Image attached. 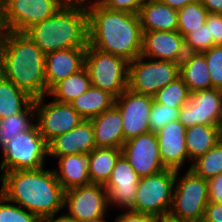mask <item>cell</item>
Returning <instances> with one entry per match:
<instances>
[{
    "label": "cell",
    "mask_w": 222,
    "mask_h": 222,
    "mask_svg": "<svg viewBox=\"0 0 222 222\" xmlns=\"http://www.w3.org/2000/svg\"><path fill=\"white\" fill-rule=\"evenodd\" d=\"M47 147V158L52 157L51 159L69 154L90 153L96 148L91 121L82 120L74 129L52 139Z\"/></svg>",
    "instance_id": "cell-19"
},
{
    "label": "cell",
    "mask_w": 222,
    "mask_h": 222,
    "mask_svg": "<svg viewBox=\"0 0 222 222\" xmlns=\"http://www.w3.org/2000/svg\"><path fill=\"white\" fill-rule=\"evenodd\" d=\"M191 92L179 77L153 95L155 102L172 108H181L190 100Z\"/></svg>",
    "instance_id": "cell-33"
},
{
    "label": "cell",
    "mask_w": 222,
    "mask_h": 222,
    "mask_svg": "<svg viewBox=\"0 0 222 222\" xmlns=\"http://www.w3.org/2000/svg\"><path fill=\"white\" fill-rule=\"evenodd\" d=\"M34 121V122H33ZM34 101L22 112L0 119V149L18 134L31 129L36 124Z\"/></svg>",
    "instance_id": "cell-30"
},
{
    "label": "cell",
    "mask_w": 222,
    "mask_h": 222,
    "mask_svg": "<svg viewBox=\"0 0 222 222\" xmlns=\"http://www.w3.org/2000/svg\"><path fill=\"white\" fill-rule=\"evenodd\" d=\"M84 67L91 86L109 92L115 98L128 88L129 62L88 44Z\"/></svg>",
    "instance_id": "cell-6"
},
{
    "label": "cell",
    "mask_w": 222,
    "mask_h": 222,
    "mask_svg": "<svg viewBox=\"0 0 222 222\" xmlns=\"http://www.w3.org/2000/svg\"><path fill=\"white\" fill-rule=\"evenodd\" d=\"M138 15L142 31L178 30V10L161 0H144Z\"/></svg>",
    "instance_id": "cell-23"
},
{
    "label": "cell",
    "mask_w": 222,
    "mask_h": 222,
    "mask_svg": "<svg viewBox=\"0 0 222 222\" xmlns=\"http://www.w3.org/2000/svg\"><path fill=\"white\" fill-rule=\"evenodd\" d=\"M185 136L188 157L192 162L221 140V126L196 124L186 128Z\"/></svg>",
    "instance_id": "cell-25"
},
{
    "label": "cell",
    "mask_w": 222,
    "mask_h": 222,
    "mask_svg": "<svg viewBox=\"0 0 222 222\" xmlns=\"http://www.w3.org/2000/svg\"><path fill=\"white\" fill-rule=\"evenodd\" d=\"M202 54L207 61L212 88L222 90V45H214Z\"/></svg>",
    "instance_id": "cell-37"
},
{
    "label": "cell",
    "mask_w": 222,
    "mask_h": 222,
    "mask_svg": "<svg viewBox=\"0 0 222 222\" xmlns=\"http://www.w3.org/2000/svg\"><path fill=\"white\" fill-rule=\"evenodd\" d=\"M67 208V209H66ZM79 222H108V193L101 184L90 183L64 194V211Z\"/></svg>",
    "instance_id": "cell-10"
},
{
    "label": "cell",
    "mask_w": 222,
    "mask_h": 222,
    "mask_svg": "<svg viewBox=\"0 0 222 222\" xmlns=\"http://www.w3.org/2000/svg\"><path fill=\"white\" fill-rule=\"evenodd\" d=\"M209 202L222 203V173L207 180Z\"/></svg>",
    "instance_id": "cell-41"
},
{
    "label": "cell",
    "mask_w": 222,
    "mask_h": 222,
    "mask_svg": "<svg viewBox=\"0 0 222 222\" xmlns=\"http://www.w3.org/2000/svg\"><path fill=\"white\" fill-rule=\"evenodd\" d=\"M58 215L59 214H55L51 217H48L44 219L42 222H79L75 218L68 216L65 212L59 216Z\"/></svg>",
    "instance_id": "cell-44"
},
{
    "label": "cell",
    "mask_w": 222,
    "mask_h": 222,
    "mask_svg": "<svg viewBox=\"0 0 222 222\" xmlns=\"http://www.w3.org/2000/svg\"><path fill=\"white\" fill-rule=\"evenodd\" d=\"M186 53L184 37L178 31H143L141 56L180 64Z\"/></svg>",
    "instance_id": "cell-18"
},
{
    "label": "cell",
    "mask_w": 222,
    "mask_h": 222,
    "mask_svg": "<svg viewBox=\"0 0 222 222\" xmlns=\"http://www.w3.org/2000/svg\"><path fill=\"white\" fill-rule=\"evenodd\" d=\"M176 170L164 169L139 180L133 211L156 216H169L173 203Z\"/></svg>",
    "instance_id": "cell-8"
},
{
    "label": "cell",
    "mask_w": 222,
    "mask_h": 222,
    "mask_svg": "<svg viewBox=\"0 0 222 222\" xmlns=\"http://www.w3.org/2000/svg\"><path fill=\"white\" fill-rule=\"evenodd\" d=\"M201 222H222V203L208 202Z\"/></svg>",
    "instance_id": "cell-42"
},
{
    "label": "cell",
    "mask_w": 222,
    "mask_h": 222,
    "mask_svg": "<svg viewBox=\"0 0 222 222\" xmlns=\"http://www.w3.org/2000/svg\"><path fill=\"white\" fill-rule=\"evenodd\" d=\"M86 50L70 48L45 54L46 95L55 84L84 67Z\"/></svg>",
    "instance_id": "cell-20"
},
{
    "label": "cell",
    "mask_w": 222,
    "mask_h": 222,
    "mask_svg": "<svg viewBox=\"0 0 222 222\" xmlns=\"http://www.w3.org/2000/svg\"><path fill=\"white\" fill-rule=\"evenodd\" d=\"M140 177L123 154L117 159L110 178L104 185L108 193L109 209L132 210Z\"/></svg>",
    "instance_id": "cell-16"
},
{
    "label": "cell",
    "mask_w": 222,
    "mask_h": 222,
    "mask_svg": "<svg viewBox=\"0 0 222 222\" xmlns=\"http://www.w3.org/2000/svg\"><path fill=\"white\" fill-rule=\"evenodd\" d=\"M180 108L164 106L155 101L152 103L151 114L149 117V127L151 132H158L169 122L178 120Z\"/></svg>",
    "instance_id": "cell-35"
},
{
    "label": "cell",
    "mask_w": 222,
    "mask_h": 222,
    "mask_svg": "<svg viewBox=\"0 0 222 222\" xmlns=\"http://www.w3.org/2000/svg\"><path fill=\"white\" fill-rule=\"evenodd\" d=\"M61 7L86 6L90 0H54Z\"/></svg>",
    "instance_id": "cell-45"
},
{
    "label": "cell",
    "mask_w": 222,
    "mask_h": 222,
    "mask_svg": "<svg viewBox=\"0 0 222 222\" xmlns=\"http://www.w3.org/2000/svg\"><path fill=\"white\" fill-rule=\"evenodd\" d=\"M0 6H4V0H0Z\"/></svg>",
    "instance_id": "cell-50"
},
{
    "label": "cell",
    "mask_w": 222,
    "mask_h": 222,
    "mask_svg": "<svg viewBox=\"0 0 222 222\" xmlns=\"http://www.w3.org/2000/svg\"><path fill=\"white\" fill-rule=\"evenodd\" d=\"M88 44L128 62L141 55L143 31L138 14L111 10L97 0L86 4Z\"/></svg>",
    "instance_id": "cell-1"
},
{
    "label": "cell",
    "mask_w": 222,
    "mask_h": 222,
    "mask_svg": "<svg viewBox=\"0 0 222 222\" xmlns=\"http://www.w3.org/2000/svg\"><path fill=\"white\" fill-rule=\"evenodd\" d=\"M70 104L84 120H90L111 108L115 104V97L109 92L90 86Z\"/></svg>",
    "instance_id": "cell-26"
},
{
    "label": "cell",
    "mask_w": 222,
    "mask_h": 222,
    "mask_svg": "<svg viewBox=\"0 0 222 222\" xmlns=\"http://www.w3.org/2000/svg\"><path fill=\"white\" fill-rule=\"evenodd\" d=\"M208 11L201 0H196L178 10V32L185 38L190 32L203 26Z\"/></svg>",
    "instance_id": "cell-32"
},
{
    "label": "cell",
    "mask_w": 222,
    "mask_h": 222,
    "mask_svg": "<svg viewBox=\"0 0 222 222\" xmlns=\"http://www.w3.org/2000/svg\"><path fill=\"white\" fill-rule=\"evenodd\" d=\"M0 75H2V43H0Z\"/></svg>",
    "instance_id": "cell-49"
},
{
    "label": "cell",
    "mask_w": 222,
    "mask_h": 222,
    "mask_svg": "<svg viewBox=\"0 0 222 222\" xmlns=\"http://www.w3.org/2000/svg\"><path fill=\"white\" fill-rule=\"evenodd\" d=\"M102 6L111 10L138 14L144 0H97Z\"/></svg>",
    "instance_id": "cell-38"
},
{
    "label": "cell",
    "mask_w": 222,
    "mask_h": 222,
    "mask_svg": "<svg viewBox=\"0 0 222 222\" xmlns=\"http://www.w3.org/2000/svg\"><path fill=\"white\" fill-rule=\"evenodd\" d=\"M91 86L88 72L83 67L78 72L71 74L66 79L55 84L46 95V98H53L60 102L71 103Z\"/></svg>",
    "instance_id": "cell-29"
},
{
    "label": "cell",
    "mask_w": 222,
    "mask_h": 222,
    "mask_svg": "<svg viewBox=\"0 0 222 222\" xmlns=\"http://www.w3.org/2000/svg\"><path fill=\"white\" fill-rule=\"evenodd\" d=\"M8 32L9 31L5 24V19H4L3 6H0V43H2L5 40Z\"/></svg>",
    "instance_id": "cell-47"
},
{
    "label": "cell",
    "mask_w": 222,
    "mask_h": 222,
    "mask_svg": "<svg viewBox=\"0 0 222 222\" xmlns=\"http://www.w3.org/2000/svg\"><path fill=\"white\" fill-rule=\"evenodd\" d=\"M0 193L41 221L64 211L65 191L52 169L15 170L0 176Z\"/></svg>",
    "instance_id": "cell-2"
},
{
    "label": "cell",
    "mask_w": 222,
    "mask_h": 222,
    "mask_svg": "<svg viewBox=\"0 0 222 222\" xmlns=\"http://www.w3.org/2000/svg\"><path fill=\"white\" fill-rule=\"evenodd\" d=\"M0 222H42L35 214L9 201L0 193Z\"/></svg>",
    "instance_id": "cell-34"
},
{
    "label": "cell",
    "mask_w": 222,
    "mask_h": 222,
    "mask_svg": "<svg viewBox=\"0 0 222 222\" xmlns=\"http://www.w3.org/2000/svg\"><path fill=\"white\" fill-rule=\"evenodd\" d=\"M207 61L202 53L187 52L180 62V77L191 93L212 89Z\"/></svg>",
    "instance_id": "cell-24"
},
{
    "label": "cell",
    "mask_w": 222,
    "mask_h": 222,
    "mask_svg": "<svg viewBox=\"0 0 222 222\" xmlns=\"http://www.w3.org/2000/svg\"><path fill=\"white\" fill-rule=\"evenodd\" d=\"M184 41L186 52L203 53L215 45L206 24L190 32Z\"/></svg>",
    "instance_id": "cell-36"
},
{
    "label": "cell",
    "mask_w": 222,
    "mask_h": 222,
    "mask_svg": "<svg viewBox=\"0 0 222 222\" xmlns=\"http://www.w3.org/2000/svg\"><path fill=\"white\" fill-rule=\"evenodd\" d=\"M56 160L58 166L53 170L65 192L91 183L88 174L90 153L64 155Z\"/></svg>",
    "instance_id": "cell-22"
},
{
    "label": "cell",
    "mask_w": 222,
    "mask_h": 222,
    "mask_svg": "<svg viewBox=\"0 0 222 222\" xmlns=\"http://www.w3.org/2000/svg\"><path fill=\"white\" fill-rule=\"evenodd\" d=\"M26 33L45 53L88 47L86 6L61 7L50 18L32 25Z\"/></svg>",
    "instance_id": "cell-4"
},
{
    "label": "cell",
    "mask_w": 222,
    "mask_h": 222,
    "mask_svg": "<svg viewBox=\"0 0 222 222\" xmlns=\"http://www.w3.org/2000/svg\"><path fill=\"white\" fill-rule=\"evenodd\" d=\"M178 120L186 128L196 124L222 126V90L191 93L190 100L180 108Z\"/></svg>",
    "instance_id": "cell-13"
},
{
    "label": "cell",
    "mask_w": 222,
    "mask_h": 222,
    "mask_svg": "<svg viewBox=\"0 0 222 222\" xmlns=\"http://www.w3.org/2000/svg\"><path fill=\"white\" fill-rule=\"evenodd\" d=\"M122 154L142 178L166 169L161 161L157 134L147 132L124 142Z\"/></svg>",
    "instance_id": "cell-15"
},
{
    "label": "cell",
    "mask_w": 222,
    "mask_h": 222,
    "mask_svg": "<svg viewBox=\"0 0 222 222\" xmlns=\"http://www.w3.org/2000/svg\"><path fill=\"white\" fill-rule=\"evenodd\" d=\"M205 24L209 28L214 44L222 45V16L220 14L208 13Z\"/></svg>",
    "instance_id": "cell-39"
},
{
    "label": "cell",
    "mask_w": 222,
    "mask_h": 222,
    "mask_svg": "<svg viewBox=\"0 0 222 222\" xmlns=\"http://www.w3.org/2000/svg\"><path fill=\"white\" fill-rule=\"evenodd\" d=\"M2 75L36 99L46 95L45 53L24 32L2 42Z\"/></svg>",
    "instance_id": "cell-3"
},
{
    "label": "cell",
    "mask_w": 222,
    "mask_h": 222,
    "mask_svg": "<svg viewBox=\"0 0 222 222\" xmlns=\"http://www.w3.org/2000/svg\"><path fill=\"white\" fill-rule=\"evenodd\" d=\"M206 180L222 173V139L204 155L192 161L189 168Z\"/></svg>",
    "instance_id": "cell-31"
},
{
    "label": "cell",
    "mask_w": 222,
    "mask_h": 222,
    "mask_svg": "<svg viewBox=\"0 0 222 222\" xmlns=\"http://www.w3.org/2000/svg\"><path fill=\"white\" fill-rule=\"evenodd\" d=\"M33 101L34 98L27 92L0 75V119L22 113Z\"/></svg>",
    "instance_id": "cell-27"
},
{
    "label": "cell",
    "mask_w": 222,
    "mask_h": 222,
    "mask_svg": "<svg viewBox=\"0 0 222 222\" xmlns=\"http://www.w3.org/2000/svg\"><path fill=\"white\" fill-rule=\"evenodd\" d=\"M157 222H187V221L177 220L170 216H164L162 218H159Z\"/></svg>",
    "instance_id": "cell-48"
},
{
    "label": "cell",
    "mask_w": 222,
    "mask_h": 222,
    "mask_svg": "<svg viewBox=\"0 0 222 222\" xmlns=\"http://www.w3.org/2000/svg\"><path fill=\"white\" fill-rule=\"evenodd\" d=\"M0 151V176L9 171L39 169L44 167L48 147L37 124L31 129L12 137Z\"/></svg>",
    "instance_id": "cell-5"
},
{
    "label": "cell",
    "mask_w": 222,
    "mask_h": 222,
    "mask_svg": "<svg viewBox=\"0 0 222 222\" xmlns=\"http://www.w3.org/2000/svg\"><path fill=\"white\" fill-rule=\"evenodd\" d=\"M157 134L161 161L166 169L183 170L189 157L186 148V127L179 121L174 120L161 128ZM182 169V170H181Z\"/></svg>",
    "instance_id": "cell-17"
},
{
    "label": "cell",
    "mask_w": 222,
    "mask_h": 222,
    "mask_svg": "<svg viewBox=\"0 0 222 222\" xmlns=\"http://www.w3.org/2000/svg\"><path fill=\"white\" fill-rule=\"evenodd\" d=\"M61 6L54 0H4L8 31L25 32L32 25L50 18Z\"/></svg>",
    "instance_id": "cell-14"
},
{
    "label": "cell",
    "mask_w": 222,
    "mask_h": 222,
    "mask_svg": "<svg viewBox=\"0 0 222 222\" xmlns=\"http://www.w3.org/2000/svg\"><path fill=\"white\" fill-rule=\"evenodd\" d=\"M45 97L34 99L36 124L40 134L48 144L55 137L74 129L82 120L70 103L50 100Z\"/></svg>",
    "instance_id": "cell-11"
},
{
    "label": "cell",
    "mask_w": 222,
    "mask_h": 222,
    "mask_svg": "<svg viewBox=\"0 0 222 222\" xmlns=\"http://www.w3.org/2000/svg\"><path fill=\"white\" fill-rule=\"evenodd\" d=\"M154 99L126 88L117 98L115 105L122 114L124 141L150 132L149 117Z\"/></svg>",
    "instance_id": "cell-12"
},
{
    "label": "cell",
    "mask_w": 222,
    "mask_h": 222,
    "mask_svg": "<svg viewBox=\"0 0 222 222\" xmlns=\"http://www.w3.org/2000/svg\"><path fill=\"white\" fill-rule=\"evenodd\" d=\"M182 174L176 171L173 203L169 216L187 222H201L208 204L207 180L190 169ZM180 176V177H179Z\"/></svg>",
    "instance_id": "cell-7"
},
{
    "label": "cell",
    "mask_w": 222,
    "mask_h": 222,
    "mask_svg": "<svg viewBox=\"0 0 222 222\" xmlns=\"http://www.w3.org/2000/svg\"><path fill=\"white\" fill-rule=\"evenodd\" d=\"M90 121L93 125L96 147L122 148L125 142L122 114L115 104Z\"/></svg>",
    "instance_id": "cell-21"
},
{
    "label": "cell",
    "mask_w": 222,
    "mask_h": 222,
    "mask_svg": "<svg viewBox=\"0 0 222 222\" xmlns=\"http://www.w3.org/2000/svg\"><path fill=\"white\" fill-rule=\"evenodd\" d=\"M201 2L208 13H222V0H201Z\"/></svg>",
    "instance_id": "cell-43"
},
{
    "label": "cell",
    "mask_w": 222,
    "mask_h": 222,
    "mask_svg": "<svg viewBox=\"0 0 222 222\" xmlns=\"http://www.w3.org/2000/svg\"><path fill=\"white\" fill-rule=\"evenodd\" d=\"M122 149L96 147L90 152V168L88 170L91 183L105 185Z\"/></svg>",
    "instance_id": "cell-28"
},
{
    "label": "cell",
    "mask_w": 222,
    "mask_h": 222,
    "mask_svg": "<svg viewBox=\"0 0 222 222\" xmlns=\"http://www.w3.org/2000/svg\"><path fill=\"white\" fill-rule=\"evenodd\" d=\"M158 218L149 214H143L132 210L119 213L113 222H157Z\"/></svg>",
    "instance_id": "cell-40"
},
{
    "label": "cell",
    "mask_w": 222,
    "mask_h": 222,
    "mask_svg": "<svg viewBox=\"0 0 222 222\" xmlns=\"http://www.w3.org/2000/svg\"><path fill=\"white\" fill-rule=\"evenodd\" d=\"M180 77V64L143 56L129 62L128 88L140 94L153 96L168 83Z\"/></svg>",
    "instance_id": "cell-9"
},
{
    "label": "cell",
    "mask_w": 222,
    "mask_h": 222,
    "mask_svg": "<svg viewBox=\"0 0 222 222\" xmlns=\"http://www.w3.org/2000/svg\"><path fill=\"white\" fill-rule=\"evenodd\" d=\"M166 5L172 7L173 9L179 10L182 7L186 6L189 3H192L196 0H161Z\"/></svg>",
    "instance_id": "cell-46"
}]
</instances>
